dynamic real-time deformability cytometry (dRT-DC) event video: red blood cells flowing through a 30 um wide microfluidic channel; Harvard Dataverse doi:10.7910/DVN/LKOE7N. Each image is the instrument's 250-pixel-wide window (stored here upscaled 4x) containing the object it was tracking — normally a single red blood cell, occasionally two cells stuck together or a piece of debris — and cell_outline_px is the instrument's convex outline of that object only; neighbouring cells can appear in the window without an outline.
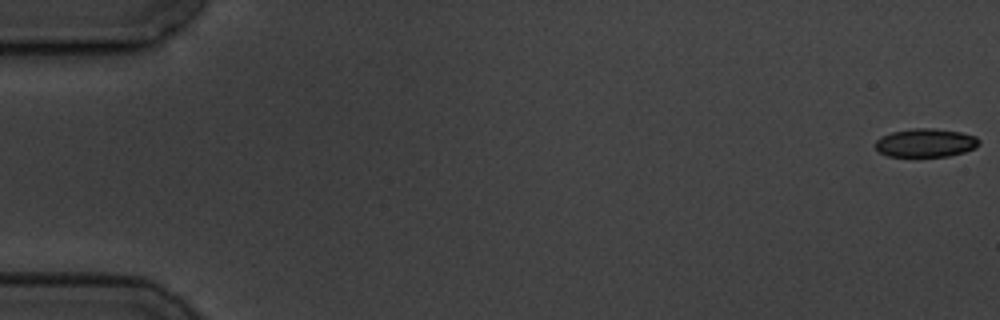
{"species": "common noctule bat (a hibernating species)", "species_latin": "Nyctalus noctula", "temperature_condition": "cold", "stored_images_in_passage": 5, "segment_of_instrument_passage": [2, 2], "camera_frame_rate_fps": 3000, "um_per_image_px": 0.085, "animal": {"sex": "male", "body_mass_g": 19.5, "forearm_length_mm": 54.6}, "frame": {"image": 1, "passage_image": 5, "time_ms": 6.333, "image_size_px": [1000, 320], "cell_outline_px": [[980, 144], [976, 148], [964, 152], [948, 156], [888, 156], [880, 152], [876, 148], [876, 140], [880, 136], [892, 132], [912, 128], [932, 128], [960, 132], [976, 136], [980, 140]], "centroid_in_image_um": [78.7, 12.13], "position_along_channel_um": 6.3, "area_um2": 17.22}}